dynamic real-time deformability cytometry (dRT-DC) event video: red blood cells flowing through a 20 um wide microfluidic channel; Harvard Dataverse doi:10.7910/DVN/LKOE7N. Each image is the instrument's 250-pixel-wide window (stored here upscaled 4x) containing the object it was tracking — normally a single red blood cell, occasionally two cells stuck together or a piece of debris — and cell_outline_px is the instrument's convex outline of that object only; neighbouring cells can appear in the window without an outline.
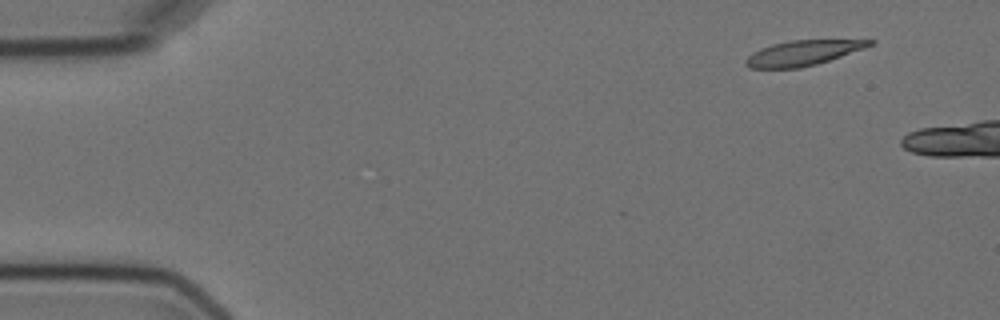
{"species": "Egyptian fruit bat (a non-hibernating species)", "species_latin": "Rousettus aegyptiacus", "temperature_condition": "cold", "stored_images_in_passage": 8, "segment_of_instrument_passage": [1, 2], "camera_frame_rate_fps": 3000, "um_per_image_px": 0.085, "animal": {"sex": "female"}, "frame": {"image": 1, "passage_image": 1, "time_ms": 0.0, "image_size_px": [1000, 320], "cell_outline_px": [[876, 40], [872, 44], [864, 48], [816, 64], [800, 68], [748, 68], [744, 64], [744, 60], [752, 52], [760, 48], [772, 44], [792, 40]], "centroid_in_image_um": [68.17, 4.51], "position_along_channel_um": 16.8, "area_um2": 17.92}}
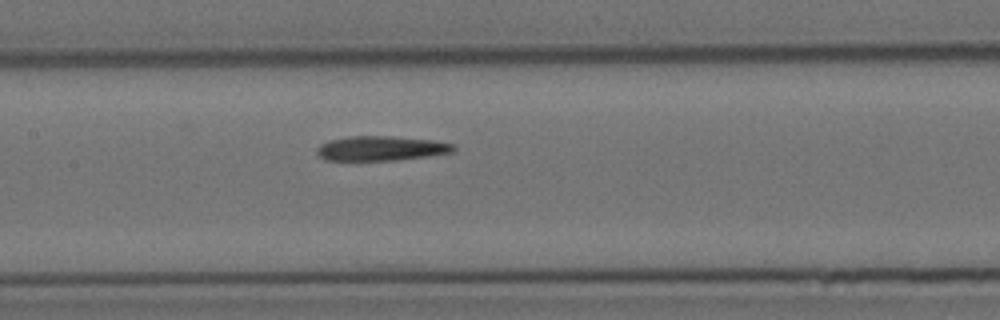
{"frame": {"image": 2, "passage_image": 7, "time_ms": 7.333, "image_size_px": [1000, 320], "cell_outline_px": [[456, 148], [452, 152], [428, 156], [396, 160], [324, 160], [316, 152], [316, 148], [320, 144], [328, 140], [348, 136], [392, 136], [432, 140], [452, 144]], "centroid_in_image_um": [32.34, 12.6], "position_along_channel_um": 175.1, "area_um2": 19.59}}